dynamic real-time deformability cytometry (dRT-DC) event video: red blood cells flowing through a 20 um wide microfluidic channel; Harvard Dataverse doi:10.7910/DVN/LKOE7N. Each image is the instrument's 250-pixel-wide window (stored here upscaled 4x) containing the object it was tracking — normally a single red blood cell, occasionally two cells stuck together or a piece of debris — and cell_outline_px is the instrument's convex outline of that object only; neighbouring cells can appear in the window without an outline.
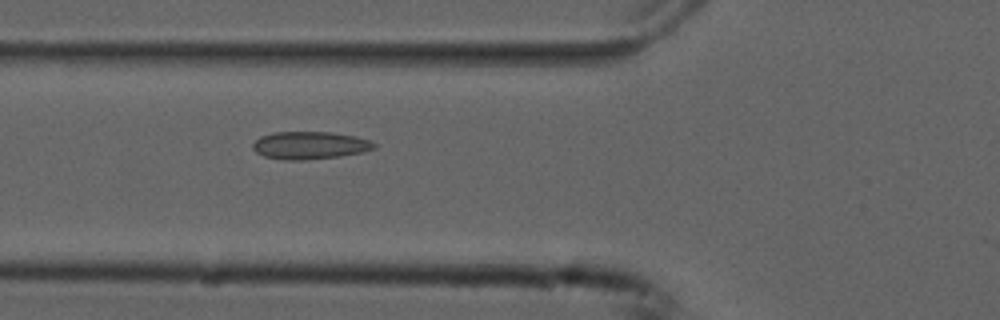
{"species": "common noctule bat (a hibernating species)", "species_latin": "Nyctalus noctula", "temperature_condition": "cold", "stored_images_in_passage": 21, "camera_frame_rate_fps": 3000, "um_per_image_px": 0.085, "animal": {"sex": "male", "forearm_length_mm": 52.5}, "frame": {"image": 1, "passage_image": 20, "time_ms": 6.333, "image_size_px": [1000, 320], "cell_outline_px": [[376, 148], [364, 152], [340, 156], [304, 160], [284, 160], [264, 156], [256, 152], [252, 148], [252, 144], [260, 136], [276, 132], [328, 132], [356, 136], [368, 140], [376, 144]], "centroid_in_image_um": [26.33, 12.36], "position_along_channel_um": 99.5, "area_um2": 19.54}}